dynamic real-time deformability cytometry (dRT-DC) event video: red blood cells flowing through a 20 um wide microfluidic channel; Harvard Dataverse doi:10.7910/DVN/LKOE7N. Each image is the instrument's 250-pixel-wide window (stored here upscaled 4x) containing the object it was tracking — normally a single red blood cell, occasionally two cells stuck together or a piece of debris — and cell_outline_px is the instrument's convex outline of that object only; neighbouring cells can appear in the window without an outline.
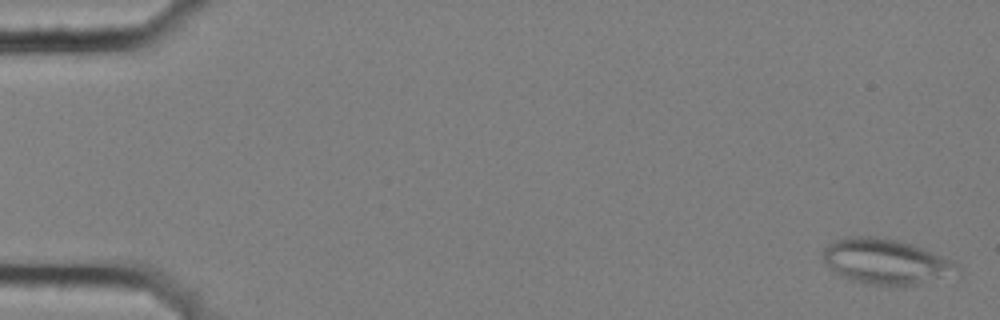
{"species": "common noctule bat (a hibernating species)", "species_latin": "Nyctalus noctula", "temperature_condition": "cold", "stored_images_in_passage": 7, "camera_frame_rate_fps": 3000, "um_per_image_px": 0.085, "animal": {"sex": "female", "body_mass_g": 25.1}, "frame": {"image": 1, "passage_image": 1, "time_ms": 0.0, "image_size_px": [1000, 320], "cell_outline_px": [[960, 272], [916, 284], [900, 288], [864, 284], [848, 280], [832, 272], [824, 264], [824, 248], [832, 240], [852, 236], [876, 236], [896, 240], [912, 244], [956, 260], [960, 268]], "centroid_in_image_um": [75.28, 22.25], "position_along_channel_um": 9.7, "area_um2": 36.3}}